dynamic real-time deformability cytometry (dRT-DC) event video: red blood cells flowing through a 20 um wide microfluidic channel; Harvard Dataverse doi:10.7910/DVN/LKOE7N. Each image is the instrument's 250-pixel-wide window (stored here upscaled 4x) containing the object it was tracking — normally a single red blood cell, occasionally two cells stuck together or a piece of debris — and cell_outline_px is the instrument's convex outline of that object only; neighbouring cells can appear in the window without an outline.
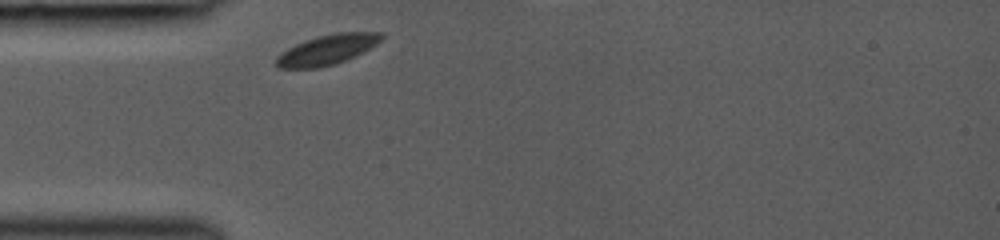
{"species": "common noctule bat (a hibernating species)", "species_latin": "Nyctalus noctula", "temperature_condition": "room temperature", "stored_images_in_passage": 25, "camera_frame_rate_fps": 3000, "um_per_image_px": 0.085, "animal": {"sex": "female", "body_mass_g": 19.0, "forearm_length_mm": 53.3}, "frame": {"image": 1, "passage_image": 1, "time_ms": 0.0, "image_size_px": [1000, 240], "cell_outline_px": [[384, 36], [376, 44], [336, 64], [320, 68], [276, 68], [276, 56], [288, 48], [304, 40], [336, 32], [384, 32]], "centroid_in_image_um": [27.77, 4.22], "position_along_channel_um": 57.2, "area_um2": 18.15}}
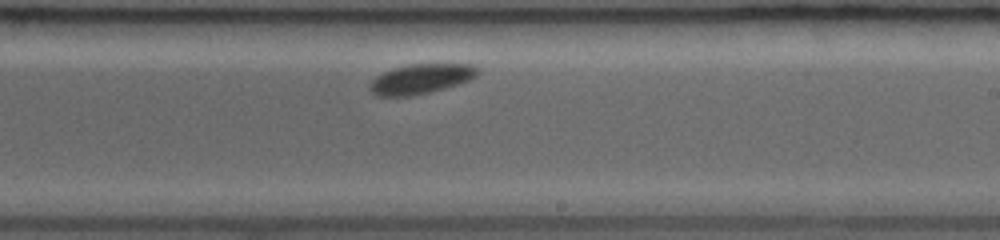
{"frame": {"image": 2, "passage_image": 15, "time_ms": 5.0, "image_size_px": [1000, 240], "cell_outline_px": [[480, 72], [472, 80], [460, 84], [412, 96], [376, 96], [368, 88], [368, 84], [376, 76], [392, 68], [408, 64], [472, 64], [480, 68]], "centroid_in_image_um": [35.8, 6.7], "position_along_channel_um": 253.2, "area_um2": 19.02}}
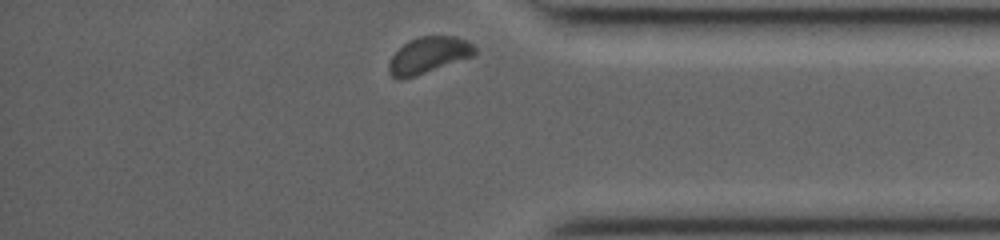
{"frame": {"image": 3, "passage_image": 25, "time_ms": 8.667, "image_size_px": [1000, 240], "cell_outline_px": [[476, 52], [472, 56], [404, 80], [396, 80], [388, 72], [388, 64], [392, 56], [404, 44], [420, 36], [456, 36], [468, 40], [476, 48]], "centroid_in_image_um": [36.41, 4.7], "position_along_channel_um": 398.8, "area_um2": 18.09}}